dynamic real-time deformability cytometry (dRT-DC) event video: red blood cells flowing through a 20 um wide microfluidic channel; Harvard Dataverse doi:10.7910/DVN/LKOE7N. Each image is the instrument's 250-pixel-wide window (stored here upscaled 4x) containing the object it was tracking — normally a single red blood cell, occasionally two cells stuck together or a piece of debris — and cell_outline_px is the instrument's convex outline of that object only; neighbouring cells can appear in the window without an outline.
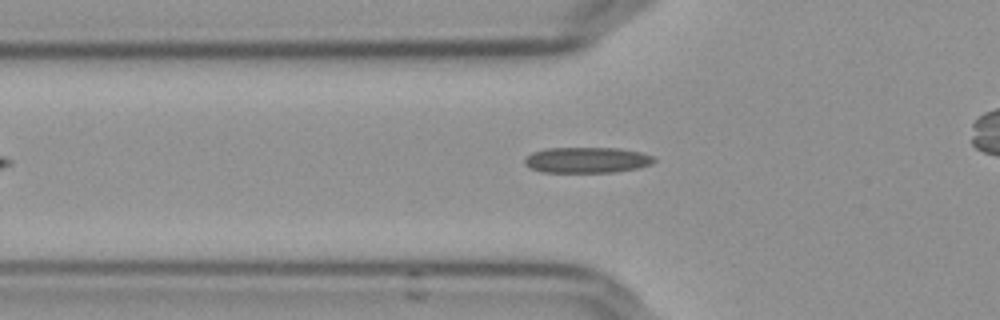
{"species": "Egyptian fruit bat (a non-hibernating species)", "species_latin": "Rousettus aegyptiacus", "temperature_condition": "cold", "stored_images_in_passage": 42, "camera_frame_rate_fps": 3000, "um_per_image_px": 0.085, "frame": {"image": 1, "passage_image": 12, "time_ms": 3.667, "image_size_px": [1000, 320], "cell_outline_px": [[656, 160], [652, 164], [636, 168], [612, 172], [544, 172], [532, 168], [524, 164], [524, 160], [532, 152], [544, 148], [620, 148], [640, 152], [652, 156]], "centroid_in_image_um": [49.88, 13.59], "position_along_channel_um": 75.9, "area_um2": 19.31}}
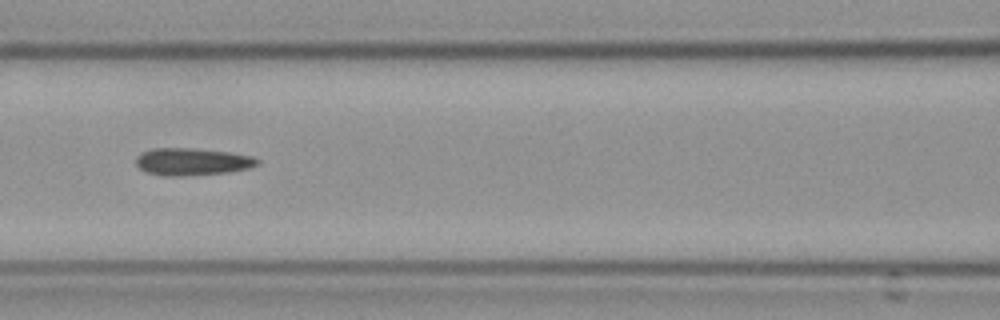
{"frame": {"image": 2, "passage_image": 18, "time_ms": 5.667, "image_size_px": [1000, 320], "cell_outline_px": [[260, 164], [248, 168], [228, 172], [180, 176], [164, 176], [144, 172], [136, 164], [136, 156], [152, 148], [192, 148], [228, 152], [252, 156], [260, 160]], "centroid_in_image_um": [16.32, 13.74], "position_along_channel_um": 150.3, "area_um2": 19.31}}
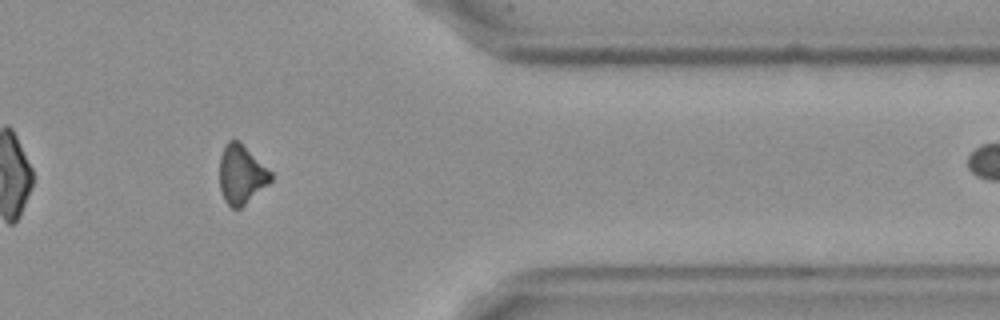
{"frame": {"image": 3, "passage_image": 39, "time_ms": 12.667, "image_size_px": [1000, 320], "cell_outline_px": [[272, 180], [268, 184], [240, 208], [232, 208], [224, 200], [220, 188], [220, 156], [224, 144], [228, 140], [240, 140], [272, 172]], "centroid_in_image_um": [20.51, 14.79], "position_along_channel_um": 390.9, "area_um2": 17.69}}